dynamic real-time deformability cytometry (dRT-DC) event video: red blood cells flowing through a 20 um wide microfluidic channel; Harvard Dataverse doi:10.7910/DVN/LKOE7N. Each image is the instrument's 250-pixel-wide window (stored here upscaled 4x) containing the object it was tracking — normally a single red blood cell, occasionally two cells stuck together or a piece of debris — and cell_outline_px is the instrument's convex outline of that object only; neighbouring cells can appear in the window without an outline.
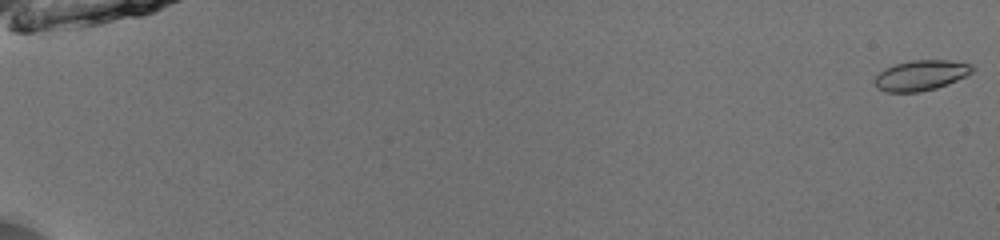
{"species": "common noctule bat (a hibernating species)", "species_latin": "Nyctalus noctula", "temperature_condition": "room temperature", "stored_images_in_passage": 54, "camera_frame_rate_fps": 3000, "um_per_image_px": 0.085, "animal": {"sex": "male", "body_mass_g": 13.0, "forearm_length_mm": 53.1}, "frame": {"image": 1, "passage_image": 1, "time_ms": 0.0, "image_size_px": [1000, 240], "cell_outline_px": [[976, 68], [972, 72], [948, 84], [936, 88], [920, 92], [884, 92], [876, 88], [872, 80], [884, 68], [896, 64], [912, 60], [948, 60], [972, 64]], "centroid_in_image_um": [78.25, 6.41], "position_along_channel_um": 6.8, "area_um2": 17.4}}
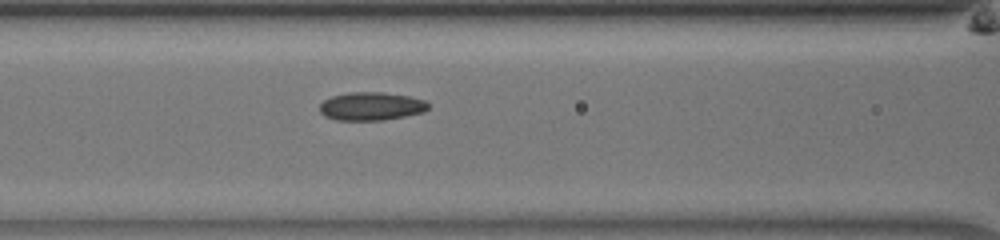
{"frame": {"image": 2, "passage_image": 26, "time_ms": 8.333, "image_size_px": [1000, 240], "cell_outline_px": [[428, 108], [424, 112], [384, 120], [336, 120], [324, 116], [320, 112], [320, 104], [324, 100], [332, 96], [352, 92], [384, 92], [408, 96], [424, 100], [428, 104]], "centroid_in_image_um": [31.54, 9.03], "position_along_channel_um": 135.1, "area_um2": 17.8}}
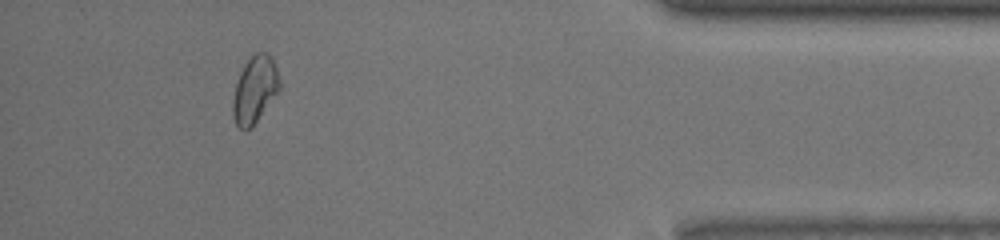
{"frame": {"image": 3, "passage_image": 50, "time_ms": 16.333, "image_size_px": [1000, 240], "cell_outline_px": [[280, 88], [256, 120], [244, 132], [236, 124], [232, 116], [232, 100], [236, 84], [240, 72], [244, 64], [256, 52], [264, 52], [272, 56], [280, 80]], "centroid_in_image_um": [21.63, 7.59], "position_along_channel_um": 413.6, "area_um2": 17.86}, "authors_computed_cell_mechanics": {"area_um2": 17.34, "velocity_mm_per_s": 3.9626, "shape_relaxation_time_tau1_ms": 9.4572, "shape_relaxation_time_tau2_ms": 4.0192, "deformation_change_tau1": 0.1462, "deformation_change_tau2": 0.0816}}